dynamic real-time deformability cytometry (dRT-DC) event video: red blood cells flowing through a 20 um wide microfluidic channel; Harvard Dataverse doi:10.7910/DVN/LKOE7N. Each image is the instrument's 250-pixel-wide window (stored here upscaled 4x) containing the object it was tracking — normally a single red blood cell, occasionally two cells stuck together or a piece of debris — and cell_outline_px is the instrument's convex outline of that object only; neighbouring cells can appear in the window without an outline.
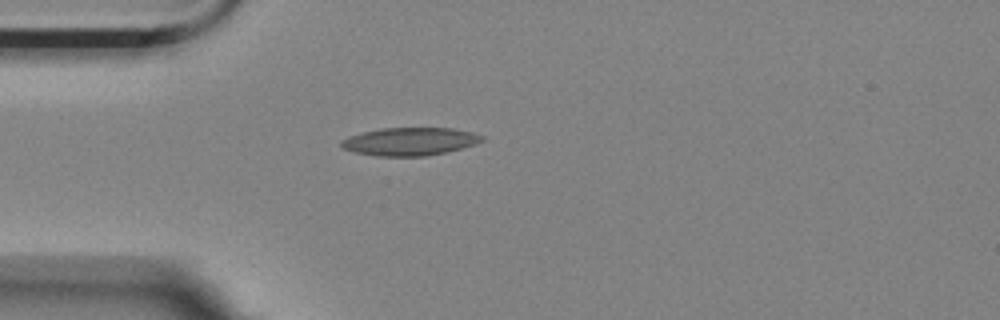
{"species": "Egyptian fruit bat (a non-hibernating species)", "species_latin": "Rousettus aegyptiacus", "temperature_condition": "room temperature", "stored_images_in_passage": 1, "camera_frame_rate_fps": 3000, "um_per_image_px": 0.085, "animal": {"sex": "female"}, "frame": {"image": 1, "passage_image": 1, "time_ms": 0.0, "image_size_px": [1000, 320], "cell_outline_px": [[484, 140], [476, 144], [444, 152], [424, 156], [376, 156], [352, 152], [340, 148], [340, 140], [364, 132], [380, 128], [452, 128], [472, 132], [484, 136]], "centroid_in_image_um": [34.81, 12.03], "position_along_channel_um": 50.2, "area_um2": 22.89}}